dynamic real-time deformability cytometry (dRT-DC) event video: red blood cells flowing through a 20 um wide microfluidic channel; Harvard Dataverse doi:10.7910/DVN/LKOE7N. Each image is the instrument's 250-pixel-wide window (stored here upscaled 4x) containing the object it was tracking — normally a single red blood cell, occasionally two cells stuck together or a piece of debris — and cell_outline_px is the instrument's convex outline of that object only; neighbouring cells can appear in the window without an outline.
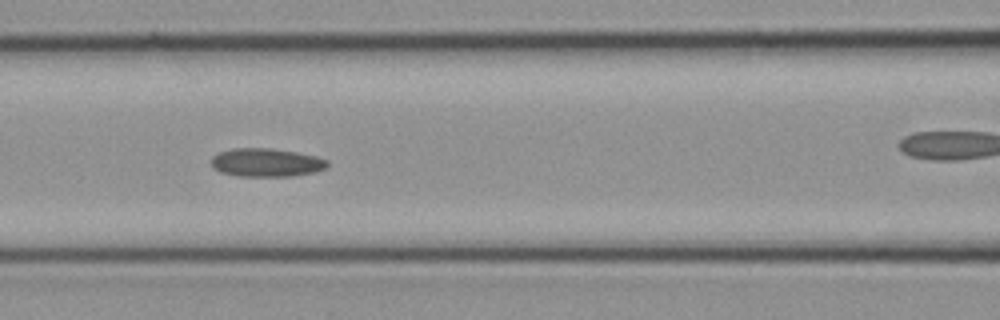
{"species": "common noctule bat (a hibernating species)", "species_latin": "Nyctalus noctula", "temperature_condition": "cold", "stored_images_in_passage": 16, "camera_frame_rate_fps": 3000, "um_per_image_px": 0.085, "animal": {"sex": "female", "body_mass_g": 21.9}, "frame": {"image": 1, "passage_image": 12, "time_ms": 3.667, "image_size_px": [1000, 320], "cell_outline_px": [[328, 168], [316, 172], [292, 176], [240, 176], [220, 172], [212, 168], [212, 156], [220, 152], [232, 148], [272, 148], [296, 152], [316, 156], [328, 160]], "centroid_in_image_um": [22.66, 13.81], "position_along_channel_um": 143.9, "area_um2": 19.36}}
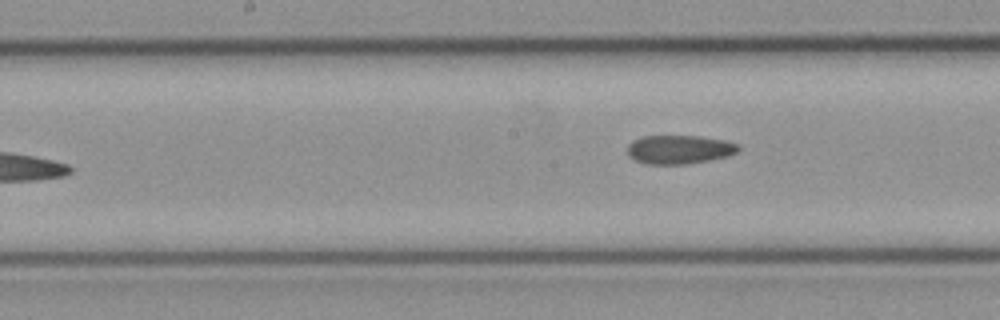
{"frame": {"image": 2, "passage_image": 16, "time_ms": 5.0, "image_size_px": [1000, 320], "cell_outline_px": [[740, 148], [736, 152], [728, 156], [688, 164], [648, 164], [636, 160], [628, 156], [628, 144], [632, 140], [644, 136], [700, 136], [724, 140], [740, 144]], "centroid_in_image_um": [57.74, 12.7], "position_along_channel_um": 190.5, "area_um2": 18.61}}